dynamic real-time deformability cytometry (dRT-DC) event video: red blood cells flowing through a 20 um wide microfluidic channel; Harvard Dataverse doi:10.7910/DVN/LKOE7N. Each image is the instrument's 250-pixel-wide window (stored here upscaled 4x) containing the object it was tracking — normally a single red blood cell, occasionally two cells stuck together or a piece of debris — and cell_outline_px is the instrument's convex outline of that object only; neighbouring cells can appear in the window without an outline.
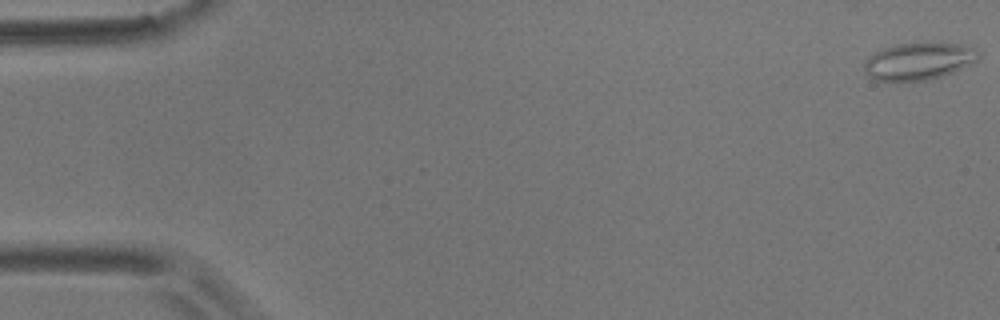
{"species": "common noctule bat (a hibernating species)", "species_latin": "Nyctalus noctula", "temperature_condition": "room temperature", "stored_images_in_passage": 52, "camera_frame_rate_fps": 3000, "um_per_image_px": 0.085, "animal": {"sex": "male", "body_mass_g": 17.9}, "frame": {"image": 1, "passage_image": 1, "time_ms": 0.0, "image_size_px": [1000, 320], "cell_outline_px": [[980, 56], [976, 60], [952, 72], [928, 80], [876, 80], [868, 76], [864, 68], [864, 60], [868, 56], [884, 48], [896, 44], [940, 40], [964, 44], [976, 48], [980, 52]], "centroid_in_image_um": [78.12, 5.14], "position_along_channel_um": 6.9, "area_um2": 25.2}}
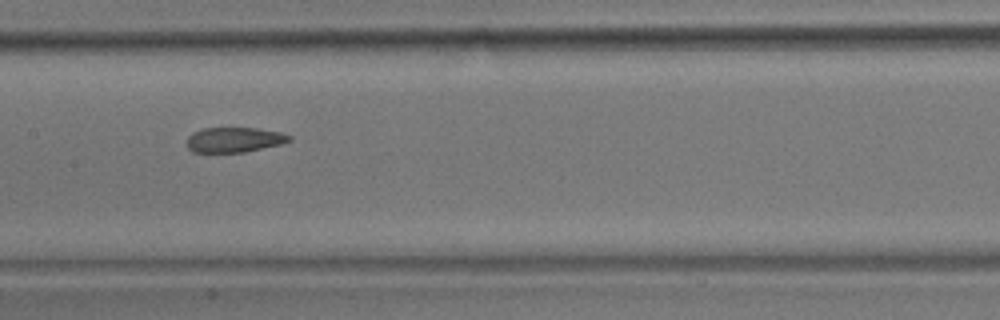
{"frame": {"image": 2, "passage_image": 28, "time_ms": 9.0, "image_size_px": [1000, 320], "cell_outline_px": [[292, 140], [280, 144], [244, 152], [192, 152], [184, 144], [188, 136], [192, 132], [204, 128], [256, 128], [280, 132], [292, 136]], "centroid_in_image_um": [19.86, 11.88], "position_along_channel_um": 187.5, "area_um2": 15.03}}
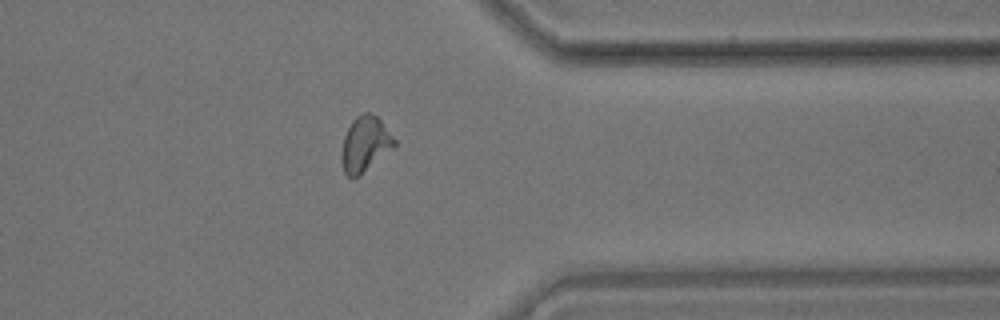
{"frame": {"image": 3, "passage_image": 45, "time_ms": 14.667, "image_size_px": [1000, 320], "cell_outline_px": [[396, 148], [352, 180], [344, 172], [340, 156], [340, 152], [344, 136], [352, 120], [356, 116], [364, 112], [368, 112], [376, 116], [380, 120], [396, 140]], "centroid_in_image_um": [31.03, 12.26], "position_along_channel_um": 380.4, "area_um2": 17.22}, "authors_computed_cell_mechanics": {"area_um2": 16.9354, "velocity_mm_per_s": 3.5542, "shape_relaxation_time_tau1_ms": null, "shape_relaxation_time_tau2_ms": 2.1027, "deformation_change_tau1": null, "deformation_change_tau2": 0.0899}}